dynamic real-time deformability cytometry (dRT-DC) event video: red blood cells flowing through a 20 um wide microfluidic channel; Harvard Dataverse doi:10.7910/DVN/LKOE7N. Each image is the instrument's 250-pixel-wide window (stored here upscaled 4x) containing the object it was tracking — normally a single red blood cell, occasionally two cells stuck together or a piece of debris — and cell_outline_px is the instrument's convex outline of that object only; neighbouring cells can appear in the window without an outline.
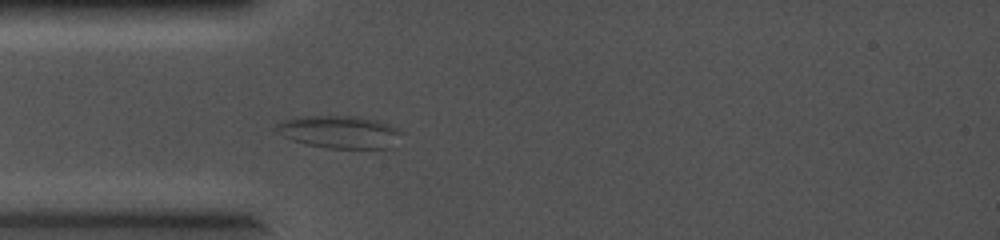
{"species": "common noctule bat (a hibernating species)", "species_latin": "Nyctalus noctula", "temperature_condition": "cold", "stored_images_in_passage": 17, "camera_frame_rate_fps": 5000, "um_per_image_px": 0.085, "animal": {"sex": "female", "body_mass_g": 19.0, "forearm_length_mm": 56.7}, "frame": {"image": 1, "passage_image": 8, "time_ms": 1.4, "image_size_px": [1000, 240], "cell_outline_px": [[400, 132], [388, 148], [328, 148], [308, 144], [292, 140], [276, 132], [272, 128], [276, 124], [284, 120], [296, 116], [356, 116], [380, 120], [396, 128]], "centroid_in_image_um": [28.76, 11.19], "position_along_channel_um": 56.2, "area_um2": 23.52}}